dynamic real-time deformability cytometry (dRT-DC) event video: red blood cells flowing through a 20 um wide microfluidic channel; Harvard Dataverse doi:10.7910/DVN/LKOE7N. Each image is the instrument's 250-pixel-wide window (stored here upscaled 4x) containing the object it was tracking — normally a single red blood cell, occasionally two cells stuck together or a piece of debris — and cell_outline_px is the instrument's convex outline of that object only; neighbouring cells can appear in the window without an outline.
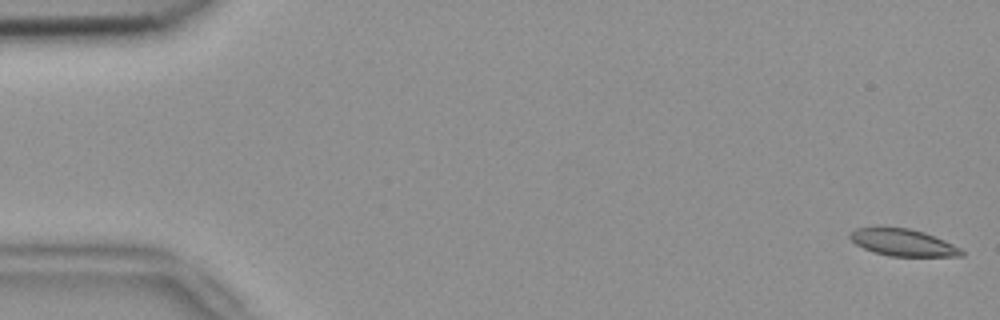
{"species": "common noctule bat (a hibernating species)", "species_latin": "Nyctalus noctula", "temperature_condition": "room temperature", "stored_images_in_passage": 12, "camera_frame_rate_fps": 3000, "um_per_image_px": 0.085, "animal": {"sex": "female", "body_mass_g": 18.4}, "frame": {"image": 1, "passage_image": 1, "time_ms": 0.0, "image_size_px": [1000, 320], "cell_outline_px": [[964, 256], [888, 256], [864, 248], [856, 244], [848, 236], [856, 228], [876, 224], [908, 228], [924, 232], [944, 240], [960, 248], [964, 252]], "centroid_in_image_um": [76.7, 20.57], "position_along_channel_um": 8.3, "area_um2": 17.92}}